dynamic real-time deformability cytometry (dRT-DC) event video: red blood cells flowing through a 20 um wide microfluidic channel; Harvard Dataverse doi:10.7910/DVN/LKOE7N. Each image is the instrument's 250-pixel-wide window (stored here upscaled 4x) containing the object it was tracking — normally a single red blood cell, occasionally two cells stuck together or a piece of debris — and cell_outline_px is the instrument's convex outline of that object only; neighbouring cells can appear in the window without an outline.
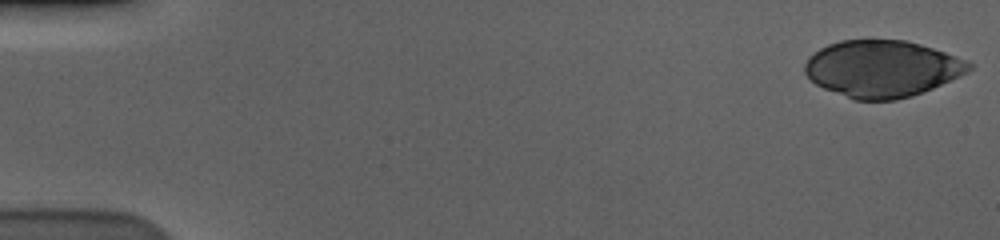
{"species": "human", "species_latin": "Homo sapiens", "temperature_condition": "cold", "stored_images_in_passage": 57, "camera_frame_rate_fps": 3000, "um_per_image_px": 0.085, "donor": {"sex": "male"}, "frame": {"image": 1, "passage_image": 1, "time_ms": 0.0, "image_size_px": [1000, 240], "cell_outline_px": [[972, 68], [968, 72], [932, 88], [912, 96], [896, 100], [852, 100], [824, 88], [816, 84], [804, 72], [804, 64], [808, 56], [820, 48], [828, 44], [840, 40], [908, 40], [968, 60], [972, 64]], "centroid_in_image_um": [74.96, 5.84], "position_along_channel_um": 10.0, "area_um2": 54.33}}
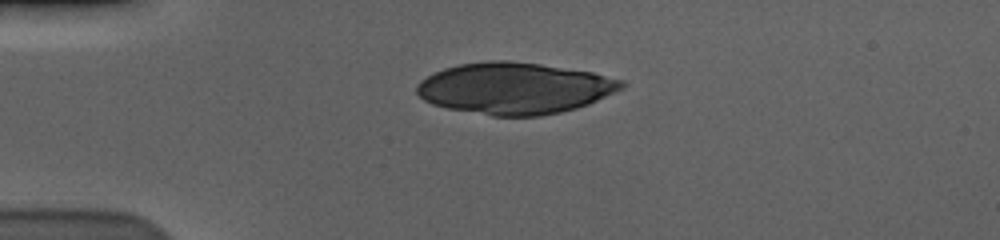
{"frame": {"image": 2, "passage_image": 14, "time_ms": 4.333, "image_size_px": [1000, 240], "cell_outline_px": [[628, 84], [624, 88], [588, 104], [576, 108], [560, 112], [540, 116], [492, 116], [448, 108], [432, 104], [424, 100], [416, 92], [416, 84], [420, 80], [444, 68], [460, 64], [488, 60], [508, 60], [540, 64], [592, 72], [624, 80]], "centroid_in_image_um": [43.75, 7.5], "position_along_channel_um": 41.2, "area_um2": 61.5}}